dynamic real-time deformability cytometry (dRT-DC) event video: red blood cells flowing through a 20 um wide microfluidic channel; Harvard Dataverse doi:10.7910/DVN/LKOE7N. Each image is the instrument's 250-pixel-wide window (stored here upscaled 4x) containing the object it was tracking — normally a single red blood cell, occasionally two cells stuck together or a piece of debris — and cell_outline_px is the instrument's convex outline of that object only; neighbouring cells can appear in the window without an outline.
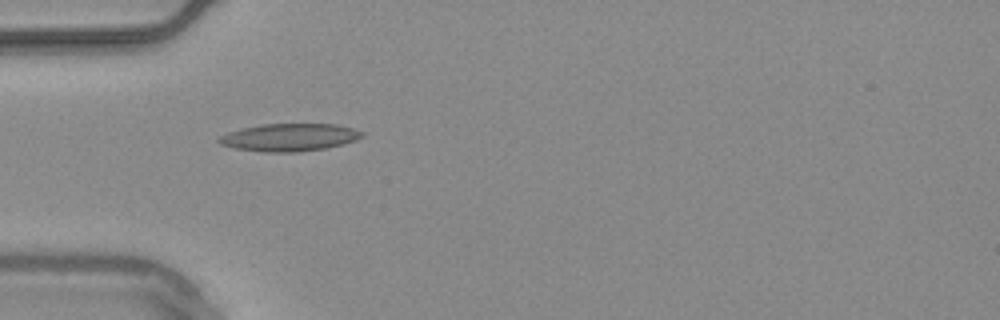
{"species": "common noctule bat (a hibernating species)", "species_latin": "Nyctalus noctula", "temperature_condition": "warm", "stored_images_in_passage": 38, "camera_frame_rate_fps": 3000, "um_per_image_px": 0.085, "animal": {"sex": "male", "body_mass_g": 20.4}, "frame": {"image": 1, "passage_image": 1, "time_ms": 0.0, "image_size_px": [1000, 320], "cell_outline_px": [[364, 136], [356, 140], [344, 144], [324, 148], [300, 152], [264, 152], [236, 148], [220, 144], [216, 140], [220, 136], [228, 132], [260, 124], [336, 124], [352, 128], [364, 132]], "centroid_in_image_um": [24.62, 11.67], "position_along_channel_um": 60.4, "area_um2": 23.0}}
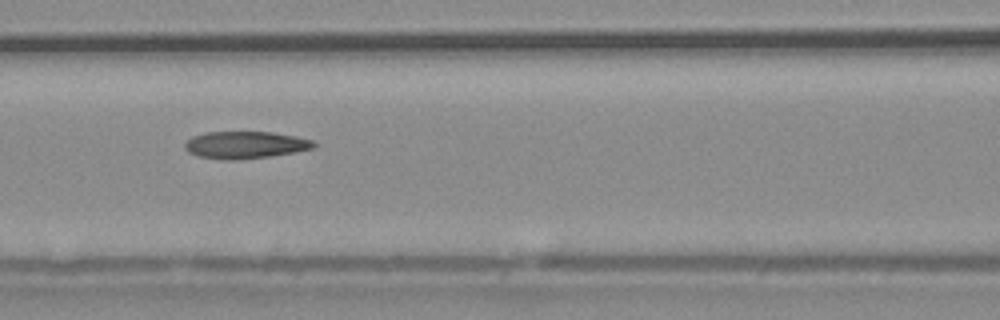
{"frame": {"image": 2, "passage_image": 8, "time_ms": 2.333, "image_size_px": [1000, 320], "cell_outline_px": [[316, 148], [296, 152], [268, 156], [232, 160], [224, 160], [200, 156], [188, 152], [184, 148], [184, 144], [192, 136], [204, 132], [272, 132], [296, 136], [312, 140], [316, 144]], "centroid_in_image_um": [20.86, 12.31], "position_along_channel_um": 145.7, "area_um2": 20.4}}
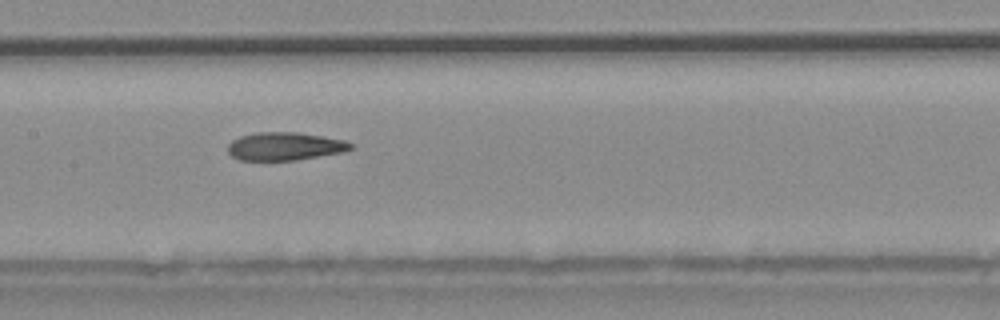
{"frame": {"image": 3, "passage_image": 11, "time_ms": 3.333, "image_size_px": [1000, 320], "cell_outline_px": [[352, 148], [344, 152], [296, 160], [240, 160], [232, 156], [228, 152], [228, 144], [232, 140], [240, 136], [256, 132], [296, 132], [344, 140], [352, 144]], "centroid_in_image_um": [24.19, 12.44], "position_along_channel_um": 183.2, "area_um2": 20.0}, "authors_computed_cell_mechanics": {"area_um2": 20.6057, "velocity_mm_per_s": 3.7547, "shape_relaxation_time_tau1_ms": 10.1419, "shape_relaxation_time_tau2_ms": 2.9178, "deformation_change_tau1": 0.2362, "deformation_change_tau2": 0.1169}}